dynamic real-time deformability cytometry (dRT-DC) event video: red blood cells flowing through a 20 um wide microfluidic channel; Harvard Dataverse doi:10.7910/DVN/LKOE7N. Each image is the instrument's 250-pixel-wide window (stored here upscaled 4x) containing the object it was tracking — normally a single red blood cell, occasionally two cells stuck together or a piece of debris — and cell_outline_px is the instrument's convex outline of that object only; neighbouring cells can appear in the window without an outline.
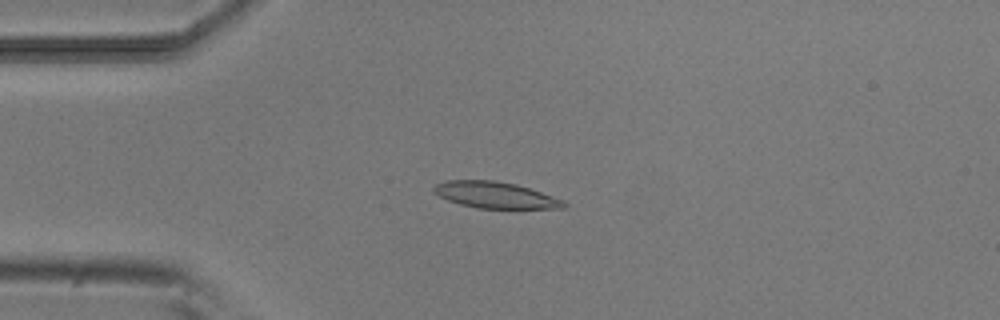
{"species": "common noctule bat (a hibernating species)", "species_latin": "Nyctalus noctula", "temperature_condition": "room temperature", "stored_images_in_passage": 52, "camera_frame_rate_fps": 3000, "um_per_image_px": 0.085, "animal": {"sex": "male", "body_mass_g": 20.5, "forearm_length_mm": 52.5}, "frame": {"image": 1, "passage_image": 13, "time_ms": 4.0, "image_size_px": [1000, 320], "cell_outline_px": [[568, 204], [564, 208], [476, 208], [460, 204], [448, 200], [432, 192], [432, 188], [436, 184], [444, 180], [492, 180], [516, 184], [564, 200]], "centroid_in_image_um": [42.06, 16.57], "position_along_channel_um": 42.9, "area_um2": 19.88}}
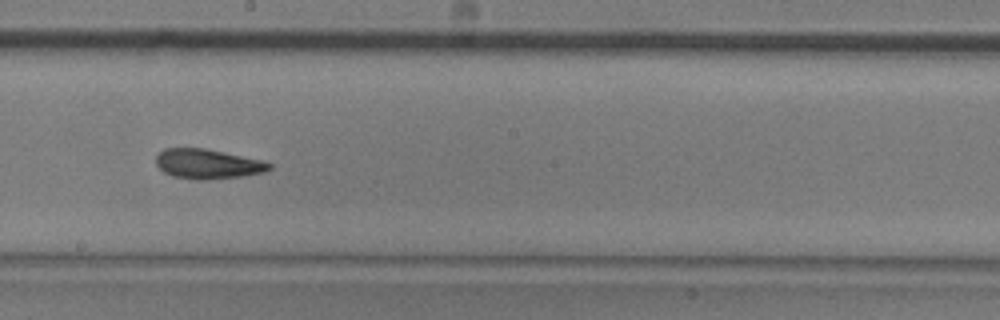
{"frame": {"image": 2, "passage_image": 29, "time_ms": 9.333, "image_size_px": [1000, 320], "cell_outline_px": [[272, 168], [264, 172], [244, 176], [208, 180], [196, 180], [172, 176], [164, 172], [156, 164], [156, 156], [164, 148], [204, 148], [264, 160], [272, 164]], "centroid_in_image_um": [17.68, 13.94], "position_along_channel_um": 230.5, "area_um2": 19.83}}
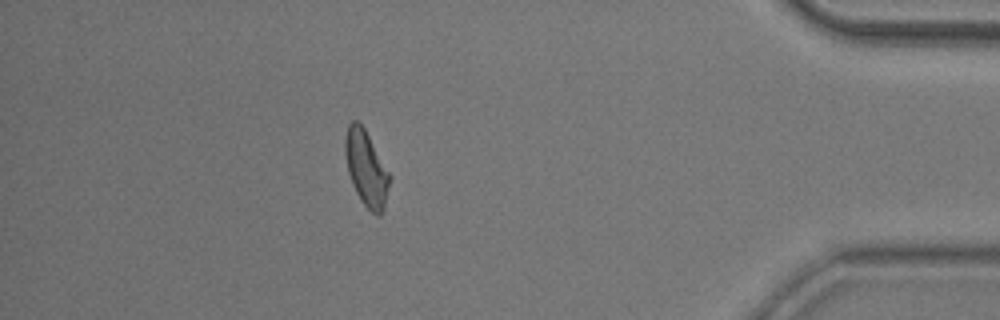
{"frame": {"image": 3, "passage_image": 46, "time_ms": 15.0, "image_size_px": [1000, 320], "cell_outline_px": [[392, 176], [384, 208], [380, 216], [376, 216], [360, 200], [352, 184], [348, 172], [344, 152], [344, 140], [348, 124], [352, 120], [356, 120], [364, 128]], "centroid_in_image_um": [31.14, 14.32], "position_along_channel_um": 404.1, "area_um2": 19.71}, "authors_computed_cell_mechanics": {"area_um2": 19.8254, "velocity_mm_per_s": 3.8794, "shape_relaxation_time_tau1_ms": 4.511, "shape_relaxation_time_tau2_ms": 2.5552, "deformation_change_tau1": 0.1533, "deformation_change_tau2": 0.0999}}